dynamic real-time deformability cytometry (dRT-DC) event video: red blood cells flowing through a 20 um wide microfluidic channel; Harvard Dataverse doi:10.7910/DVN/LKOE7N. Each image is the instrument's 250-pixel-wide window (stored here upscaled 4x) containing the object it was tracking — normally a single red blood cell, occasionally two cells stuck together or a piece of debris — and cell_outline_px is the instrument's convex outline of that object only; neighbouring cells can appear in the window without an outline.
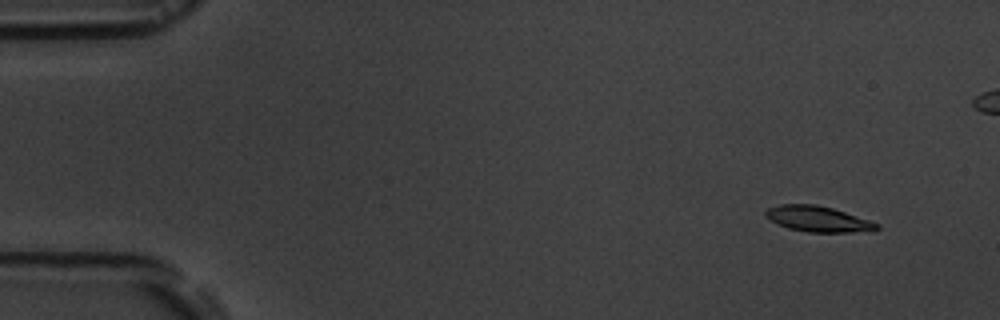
{"species": "common noctule bat (a hibernating species)", "species_latin": "Nyctalus noctula", "temperature_condition": "room temperature", "stored_images_in_passage": 17, "camera_frame_rate_fps": 3000, "um_per_image_px": 0.085, "animal": {"sex": "male", "body_mass_g": 19.5, "forearm_length_mm": 54.6}, "frame": {"image": 1, "passage_image": 1, "time_ms": 0.0, "image_size_px": [1000, 320], "cell_outline_px": [[880, 228], [872, 232], [808, 232], [788, 228], [764, 216], [764, 212], [768, 208], [780, 204], [816, 204], [832, 208], [880, 224]], "centroid_in_image_um": [69.56, 18.62], "position_along_channel_um": 15.4, "area_um2": 16.59}}
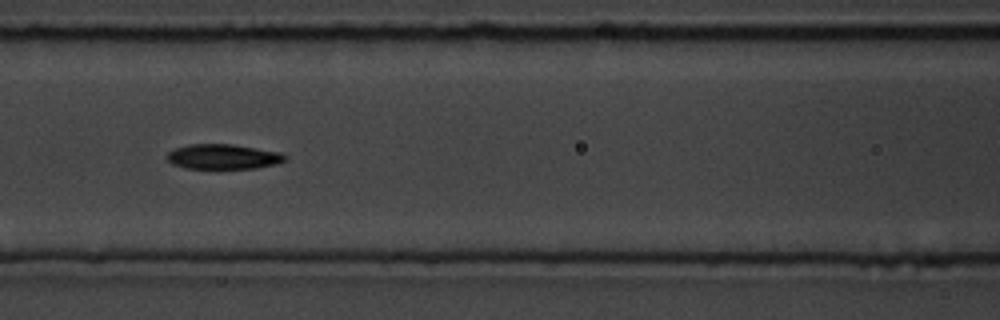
{"frame": {"image": 2, "passage_image": 7, "time_ms": 6.667, "image_size_px": [1000, 320], "cell_outline_px": [[288, 160], [276, 164], [256, 168], [184, 168], [172, 164], [168, 160], [168, 152], [176, 148], [188, 144], [232, 144], [280, 152], [288, 156]], "centroid_in_image_um": [19.0, 13.31], "position_along_channel_um": 147.6, "area_um2": 17.17}}
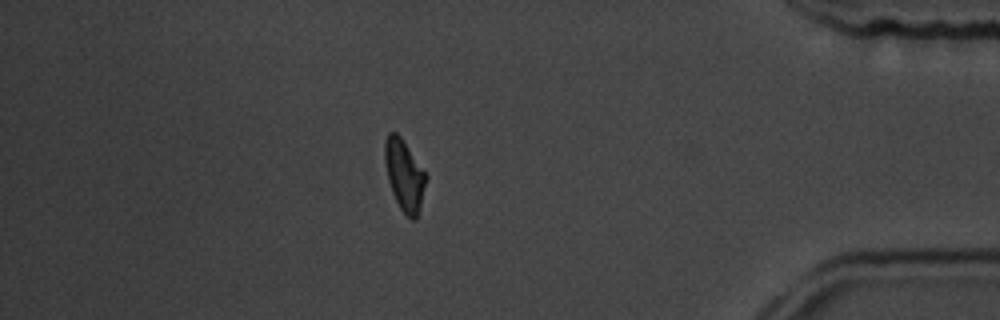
{"frame": {"image": 3, "passage_image": 14, "time_ms": 14.667, "image_size_px": [1000, 320], "cell_outline_px": [[428, 176], [416, 220], [412, 220], [400, 208], [392, 192], [388, 180], [384, 160], [384, 144], [388, 132], [396, 132], [400, 136]], "centroid_in_image_um": [34.36, 14.87], "position_along_channel_um": 400.8, "area_um2": 16.88}, "authors_computed_cell_mechanics": {"area_um2": 17.2244, "velocity_mm_per_s": 3.6533, "shape_relaxation_time_tau1_ms": 2.9091, "shape_relaxation_time_tau2_ms": 5.5441, "deformation_change_tau1": 0.1257, "deformation_change_tau2": 0.0729}}